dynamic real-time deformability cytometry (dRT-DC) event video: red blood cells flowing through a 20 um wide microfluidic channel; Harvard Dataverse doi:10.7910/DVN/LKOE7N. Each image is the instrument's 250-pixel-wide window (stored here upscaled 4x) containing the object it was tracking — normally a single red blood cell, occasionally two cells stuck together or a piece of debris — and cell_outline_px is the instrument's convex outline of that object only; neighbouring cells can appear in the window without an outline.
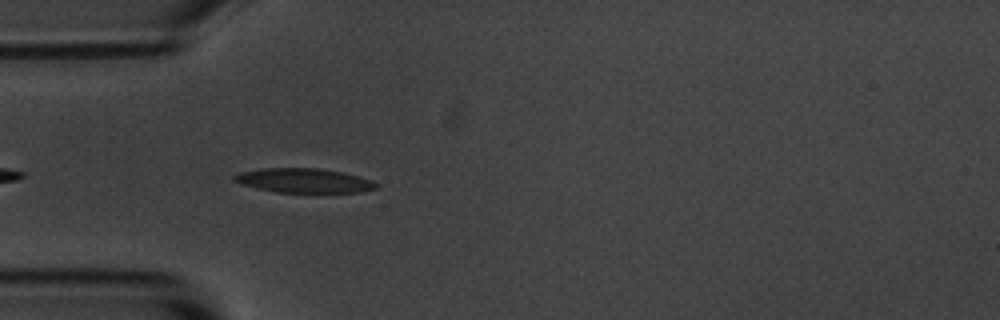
{"species": "common noctule bat (a hibernating species)", "species_latin": "Nyctalus noctula", "temperature_condition": "room temperature", "stored_images_in_passage": 5, "camera_frame_rate_fps": 3000, "um_per_image_px": 0.085, "animal": {"sex": "male", "body_mass_g": 20.1, "forearm_length_mm": 53.5}, "frame": {"image": 1, "passage_image": 5, "time_ms": 4.667, "image_size_px": [1000, 320], "cell_outline_px": [[380, 184], [376, 188], [360, 192], [276, 192], [244, 184], [232, 180], [232, 176], [240, 172], [264, 168], [320, 168], [344, 172], [372, 180]], "centroid_in_image_um": [25.88, 15.34], "position_along_channel_um": 59.1, "area_um2": 20.0}}